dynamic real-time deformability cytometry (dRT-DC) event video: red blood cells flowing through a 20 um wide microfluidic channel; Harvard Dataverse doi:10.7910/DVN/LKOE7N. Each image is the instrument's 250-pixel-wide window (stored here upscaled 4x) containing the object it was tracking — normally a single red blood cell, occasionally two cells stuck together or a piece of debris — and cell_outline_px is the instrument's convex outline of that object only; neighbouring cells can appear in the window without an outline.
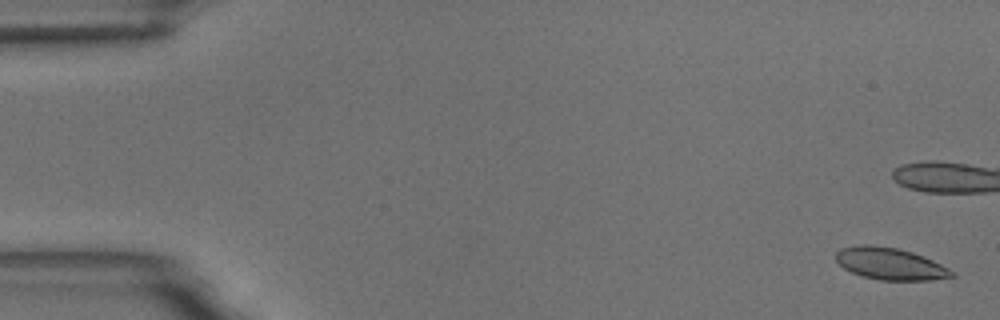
{"species": "common noctule bat (a hibernating species)", "species_latin": "Nyctalus noctula", "temperature_condition": "room temperature", "stored_images_in_passage": 6, "camera_frame_rate_fps": 3000, "um_per_image_px": 0.085, "animal": {"sex": "male", "body_mass_g": 18.8}, "frame": {"image": 1, "passage_image": 1, "time_ms": 0.0, "image_size_px": [1000, 320], "cell_outline_px": [[956, 276], [928, 280], [880, 280], [860, 276], [844, 268], [836, 260], [836, 252], [840, 248], [860, 244], [872, 244], [896, 248], [912, 252], [924, 256], [948, 268]], "centroid_in_image_um": [75.62, 22.41], "position_along_channel_um": 9.4, "area_um2": 21.56}}